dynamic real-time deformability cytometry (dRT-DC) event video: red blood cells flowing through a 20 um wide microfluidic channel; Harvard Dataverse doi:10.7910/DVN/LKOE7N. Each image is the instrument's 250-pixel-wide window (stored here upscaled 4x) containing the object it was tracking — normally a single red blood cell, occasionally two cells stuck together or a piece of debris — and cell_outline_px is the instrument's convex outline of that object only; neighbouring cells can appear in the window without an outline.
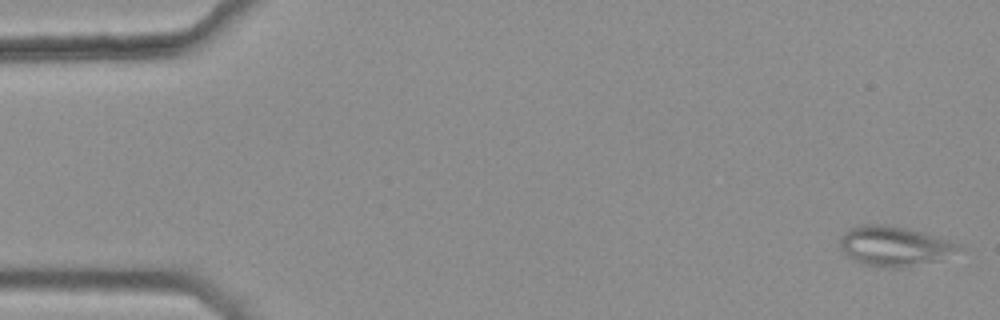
{"species": "common noctule bat (a hibernating species)", "species_latin": "Nyctalus noctula", "temperature_condition": "warm", "stored_images_in_passage": 45, "camera_frame_rate_fps": 3000, "um_per_image_px": 0.085, "animal": {"sex": "female", "body_mass_g": 25.1}, "frame": {"image": 1, "passage_image": 1, "time_ms": 0.0, "image_size_px": [1000, 320], "cell_outline_px": [[964, 248], [936, 260], [900, 268], [892, 268], [860, 264], [848, 256], [840, 248], [840, 236], [848, 228], [864, 224], [884, 224], [908, 228], [948, 240], [960, 244]], "centroid_in_image_um": [75.96, 20.91], "position_along_channel_um": 9.0, "area_um2": 27.34}}
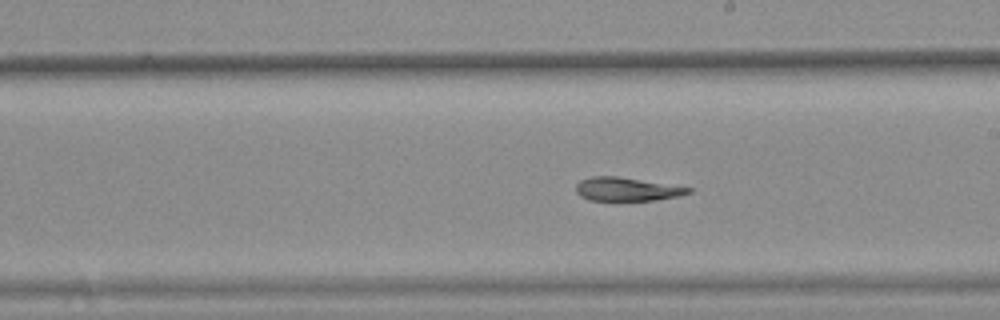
{"frame": {"image": 2, "passage_image": 30, "time_ms": 9.667, "image_size_px": [1000, 320], "cell_outline_px": [[692, 192], [680, 196], [656, 200], [588, 200], [580, 196], [576, 192], [576, 184], [580, 180], [592, 176], [616, 176], [692, 188]], "centroid_in_image_um": [53.26, 16.08], "position_along_channel_um": 235.7, "area_um2": 15.32}}
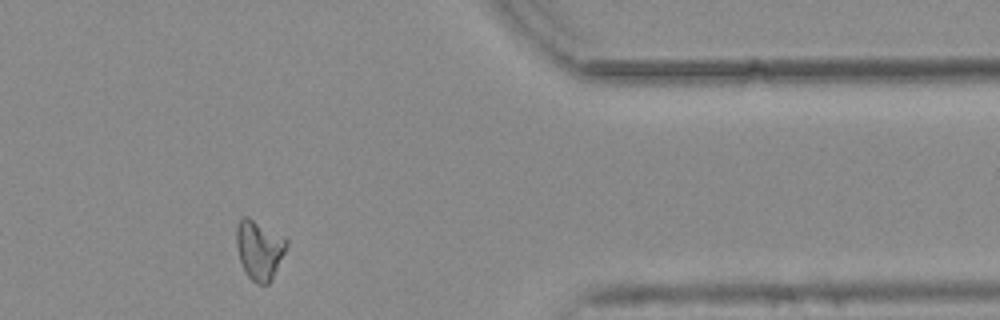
{"frame": {"image": 3, "passage_image": 44, "time_ms": 14.333, "image_size_px": [1000, 320], "cell_outline_px": [[288, 244], [272, 280], [268, 284], [260, 284], [252, 280], [248, 276], [240, 260], [236, 244], [236, 224], [240, 216], [248, 216], [284, 236], [288, 240]], "centroid_in_image_um": [22.04, 21.18], "position_along_channel_um": 389.4, "area_um2": 17.46}}